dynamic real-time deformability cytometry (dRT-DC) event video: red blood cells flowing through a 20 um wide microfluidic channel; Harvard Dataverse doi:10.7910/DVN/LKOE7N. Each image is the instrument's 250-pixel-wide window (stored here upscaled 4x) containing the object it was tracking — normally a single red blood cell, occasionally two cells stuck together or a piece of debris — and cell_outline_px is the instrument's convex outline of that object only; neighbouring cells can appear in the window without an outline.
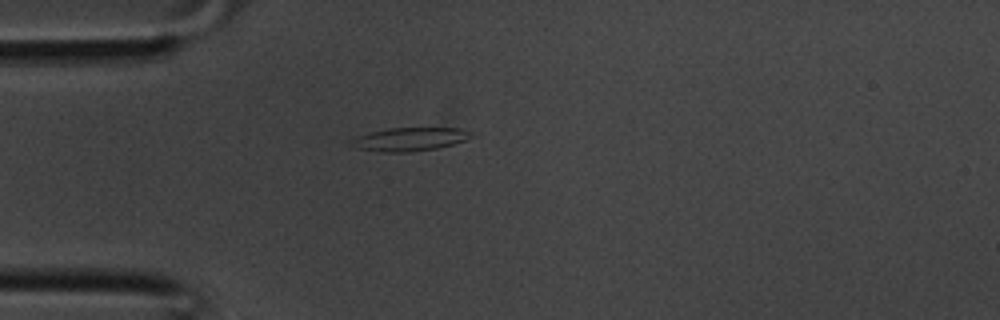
{"species": "common noctule bat (a hibernating species)", "species_latin": "Nyctalus noctula", "temperature_condition": "room temperature", "stored_images_in_passage": 28, "camera_frame_rate_fps": 3000, "um_per_image_px": 0.085, "animal": {"sex": "male", "body_mass_g": 20.1, "forearm_length_mm": 53.5}, "frame": {"image": 1, "passage_image": 1, "time_ms": 0.0, "image_size_px": [1000, 320], "cell_outline_px": [[476, 136], [452, 144], [436, 148], [408, 152], [376, 152], [352, 148], [348, 144], [348, 140], [356, 136], [388, 128], [460, 128]], "centroid_in_image_um": [34.7, 11.84], "position_along_channel_um": 50.3, "area_um2": 16.53}}
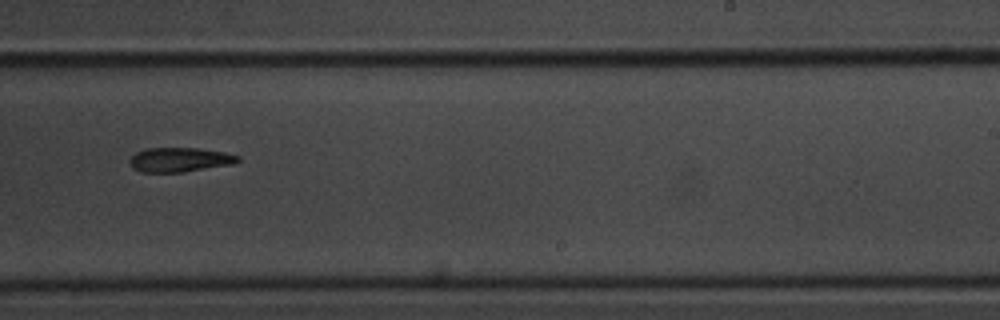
{"frame": {"image": 2, "passage_image": 14, "time_ms": 4.333, "image_size_px": [1000, 320], "cell_outline_px": [[240, 160], [232, 164], [184, 172], [140, 172], [132, 168], [128, 160], [136, 152], [144, 148], [196, 148], [224, 152], [240, 156]], "centroid_in_image_um": [15.24, 13.57], "position_along_channel_um": 273.8, "area_um2": 15.43}}
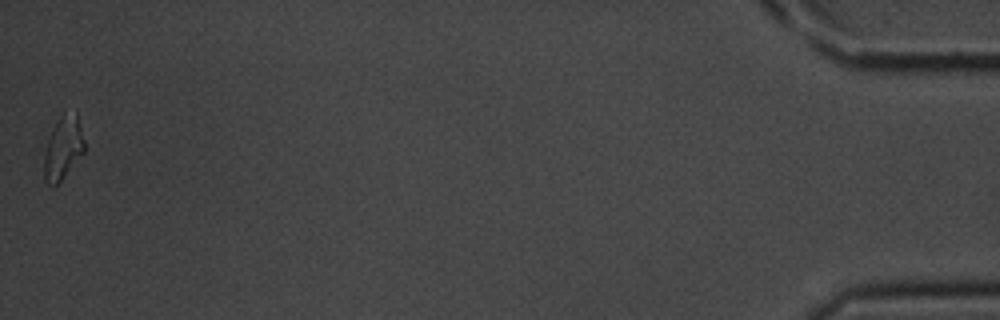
{"frame": {"image": 3, "passage_image": 28, "time_ms": 9.0, "image_size_px": [1000, 320], "cell_outline_px": [[84, 152], [60, 180], [52, 188], [44, 180], [44, 156], [48, 140], [56, 120], [64, 112], [76, 112], [84, 140]], "centroid_in_image_um": [5.35, 12.56], "position_along_channel_um": 429.8, "area_um2": 14.57}}